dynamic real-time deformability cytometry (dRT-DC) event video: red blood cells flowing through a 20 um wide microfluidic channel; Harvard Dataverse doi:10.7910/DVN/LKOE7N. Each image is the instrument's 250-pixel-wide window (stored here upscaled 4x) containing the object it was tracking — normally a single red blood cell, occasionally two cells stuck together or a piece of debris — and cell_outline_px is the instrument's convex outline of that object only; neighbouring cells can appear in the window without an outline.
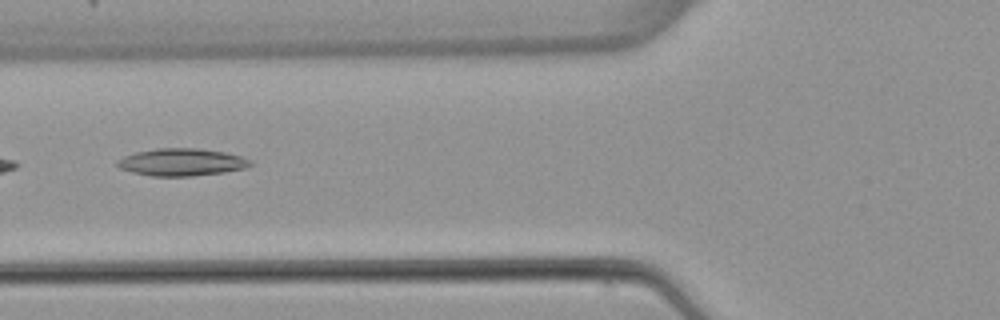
{"species": "common noctule bat (a hibernating species)", "species_latin": "Nyctalus noctula", "temperature_condition": "warm", "stored_images_in_passage": 4, "camera_frame_rate_fps": 3000, "um_per_image_px": 0.085, "animal": {"sex": "female", "body_mass_g": 22.7, "forearm_length_mm": 54.2}, "frame": {"image": 1, "passage_image": 4, "time_ms": 4.333, "image_size_px": [1000, 320], "cell_outline_px": [[252, 164], [248, 168], [224, 172], [192, 176], [152, 176], [132, 172], [120, 168], [116, 164], [116, 160], [124, 156], [136, 152], [156, 148], [196, 148], [224, 152], [240, 156], [252, 160]], "centroid_in_image_um": [15.45, 13.78], "position_along_channel_um": 110.4, "area_um2": 21.27}}